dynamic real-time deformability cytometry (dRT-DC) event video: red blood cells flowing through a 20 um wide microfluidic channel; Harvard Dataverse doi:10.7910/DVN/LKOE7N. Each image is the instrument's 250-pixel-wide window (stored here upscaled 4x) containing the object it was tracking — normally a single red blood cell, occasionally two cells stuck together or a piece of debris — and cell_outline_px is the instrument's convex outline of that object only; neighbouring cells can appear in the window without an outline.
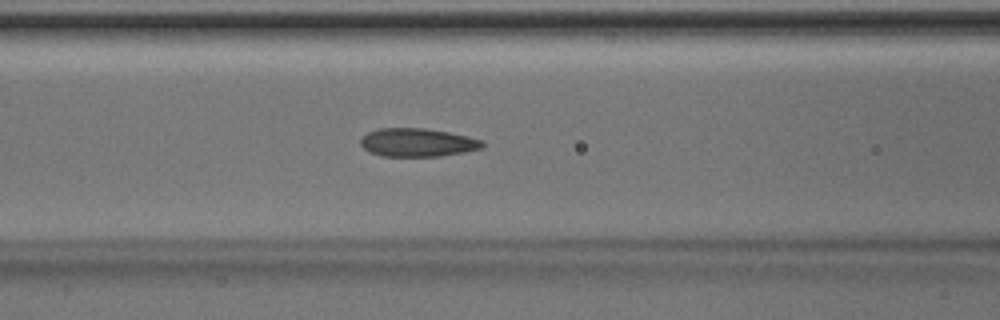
{"species": "Egyptian fruit bat (a non-hibernating species)", "species_latin": "Rousettus aegyptiacus", "temperature_condition": "room temperature", "stored_images_in_passage": 34, "camera_frame_rate_fps": 3000, "um_per_image_px": 0.085, "animal": {"sex": "male"}, "frame": {"image": 1, "passage_image": 6, "time_ms": 1.667, "image_size_px": [1000, 320], "cell_outline_px": [[484, 148], [464, 152], [440, 156], [380, 156], [368, 152], [360, 144], [360, 140], [368, 132], [380, 128], [424, 128], [448, 132], [468, 136], [484, 140]], "centroid_in_image_um": [35.5, 12.11], "position_along_channel_um": 131.1, "area_um2": 20.23}}
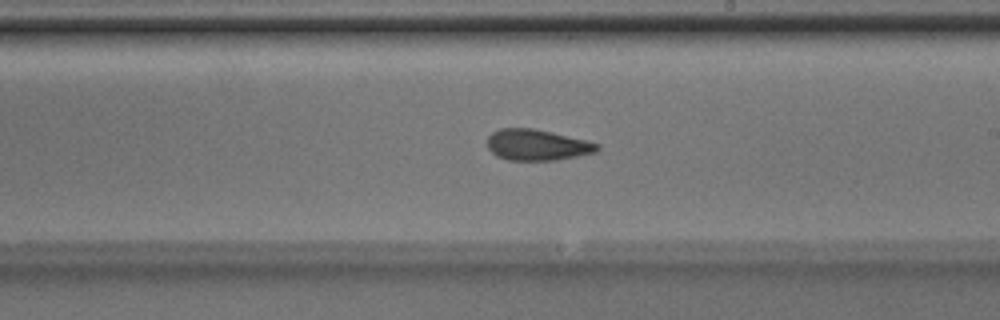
{"frame": {"image": 2, "passage_image": 14, "time_ms": 4.333, "image_size_px": [1000, 320], "cell_outline_px": [[600, 148], [596, 152], [556, 160], [508, 160], [496, 156], [488, 148], [488, 136], [492, 132], [500, 128], [532, 128], [552, 132], [588, 140], [600, 144]], "centroid_in_image_um": [45.66, 12.31], "position_along_channel_um": 243.3, "area_um2": 19.94}}
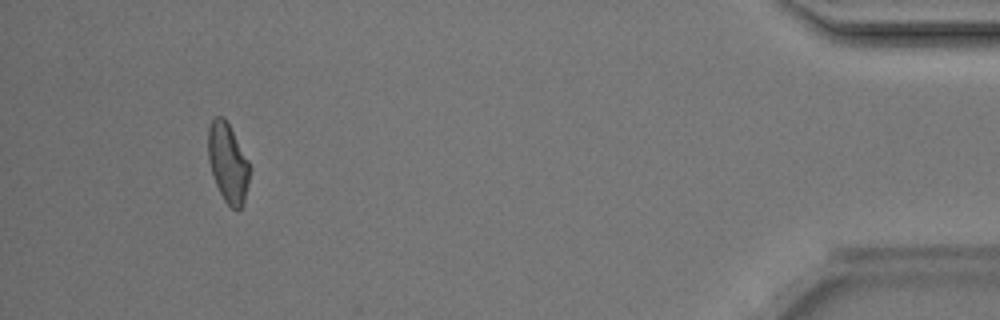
{"frame": {"image": 3, "passage_image": 31, "time_ms": 10.0, "image_size_px": [1000, 320], "cell_outline_px": [[248, 184], [244, 200], [240, 208], [236, 212], [224, 200], [216, 184], [208, 160], [208, 128], [212, 120], [216, 116], [224, 116], [248, 160]], "centroid_in_image_um": [19.35, 13.83], "position_along_channel_um": 415.9, "area_um2": 18.79}, "authors_computed_cell_mechanics": {"area_um2": 19.8543, "velocity_mm_per_s": 4.2114, "shape_relaxation_time_tau1_ms": 2.5472, "shape_relaxation_time_tau2_ms": 1.7599, "deformation_change_tau1": 0.0865, "deformation_change_tau2": 0.0593}}